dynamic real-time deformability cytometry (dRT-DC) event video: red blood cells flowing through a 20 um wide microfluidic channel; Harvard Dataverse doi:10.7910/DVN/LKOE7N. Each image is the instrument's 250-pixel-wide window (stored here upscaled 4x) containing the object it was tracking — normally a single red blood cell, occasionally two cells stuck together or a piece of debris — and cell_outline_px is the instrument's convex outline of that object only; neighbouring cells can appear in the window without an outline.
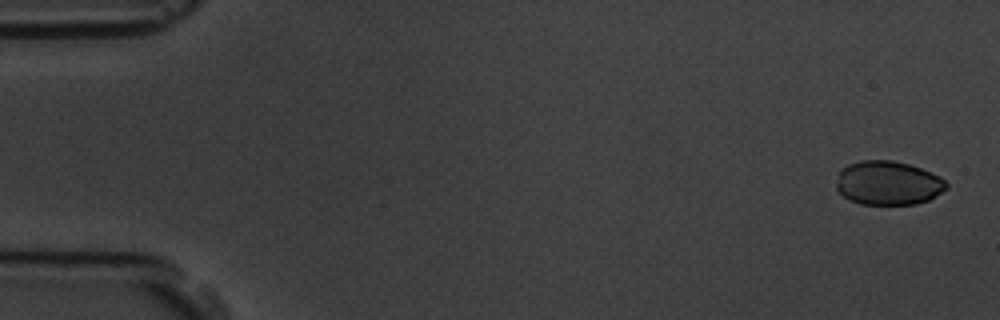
{"species": "common noctule bat (a hibernating species)", "species_latin": "Nyctalus noctula", "temperature_condition": "room temperature", "stored_images_in_passage": 4, "camera_frame_rate_fps": 3000, "um_per_image_px": 0.085, "animal": {"sex": "male", "body_mass_g": 19.5, "forearm_length_mm": 54.6}, "frame": {"image": 1, "passage_image": 1, "time_ms": 0.0, "image_size_px": [1000, 320], "cell_outline_px": [[948, 188], [928, 200], [916, 204], [860, 204], [848, 200], [836, 188], [836, 184], [840, 168], [848, 164], [860, 160], [892, 160], [908, 164], [920, 168], [940, 176], [948, 184]], "centroid_in_image_um": [75.47, 15.55], "position_along_channel_um": 9.5, "area_um2": 28.32}}